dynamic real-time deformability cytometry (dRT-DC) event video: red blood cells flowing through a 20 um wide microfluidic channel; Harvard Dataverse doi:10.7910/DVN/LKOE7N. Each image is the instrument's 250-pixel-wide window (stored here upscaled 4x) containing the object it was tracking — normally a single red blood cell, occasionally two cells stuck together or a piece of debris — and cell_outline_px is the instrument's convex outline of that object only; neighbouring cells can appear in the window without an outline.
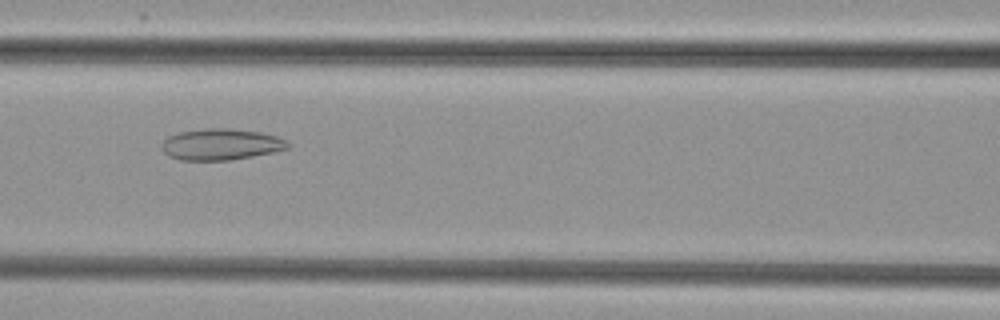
{"species": "common noctule bat (a hibernating species)", "species_latin": "Nyctalus noctula", "temperature_condition": "cold", "stored_images_in_passage": 38, "camera_frame_rate_fps": 3000, "um_per_image_px": 0.085, "animal": {"sex": "female", "body_mass_g": 29.2, "forearm_length_mm": 56.3}, "frame": {"image": 1, "passage_image": 9, "time_ms": 2.667, "image_size_px": [1000, 320], "cell_outline_px": [[288, 148], [272, 152], [232, 160], [180, 160], [168, 156], [164, 152], [164, 140], [168, 136], [176, 132], [204, 128], [228, 128], [260, 132], [276, 136], [288, 140]], "centroid_in_image_um": [18.77, 12.26], "position_along_channel_um": 147.8, "area_um2": 22.95}}
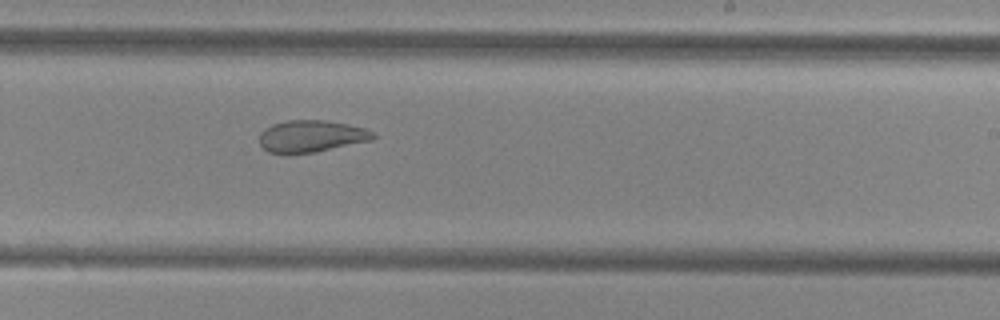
{"frame": {"image": 2, "passage_image": 18, "time_ms": 5.667, "image_size_px": [1000, 320], "cell_outline_px": [[376, 136], [372, 140], [316, 152], [288, 156], [268, 152], [260, 144], [260, 132], [264, 128], [272, 124], [288, 120], [324, 120], [348, 124], [364, 128], [376, 132]], "centroid_in_image_um": [26.44, 11.6], "position_along_channel_um": 262.6, "area_um2": 21.68}}
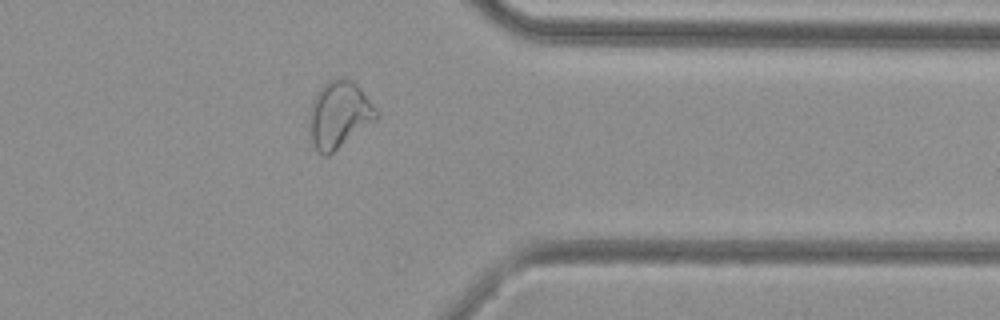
{"frame": {"image": 3, "passage_image": 28, "time_ms": 9.0, "image_size_px": [1000, 320], "cell_outline_px": [[380, 116], [376, 120], [328, 156], [324, 156], [316, 148], [312, 140], [312, 100], [316, 92], [328, 80], [336, 76], [344, 76], [352, 80], [360, 88]], "centroid_in_image_um": [28.86, 9.7], "position_along_channel_um": 382.5, "area_um2": 25.49}, "authors_computed_cell_mechanics": {"area_um2": 23.0044, "velocity_mm_per_s": 3.8365, "shape_relaxation_time_tau1_ms": null, "shape_relaxation_time_tau2_ms": 2.5546, "deformation_change_tau1": null, "deformation_change_tau2": 0.0973}}